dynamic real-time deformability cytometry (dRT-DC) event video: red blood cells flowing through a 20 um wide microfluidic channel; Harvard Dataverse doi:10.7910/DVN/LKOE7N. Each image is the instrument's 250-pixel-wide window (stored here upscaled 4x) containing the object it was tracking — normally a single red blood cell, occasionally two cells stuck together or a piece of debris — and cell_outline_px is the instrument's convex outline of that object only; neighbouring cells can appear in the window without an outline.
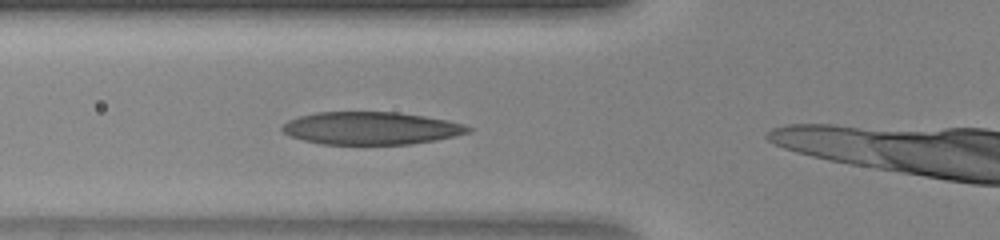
{"species": "human", "species_latin": "Homo sapiens", "temperature_condition": "warm", "stored_images_in_passage": 25, "camera_frame_rate_fps": 3000, "um_per_image_px": 0.085, "donor": {"sex": "female"}, "frame": {"image": 1, "passage_image": 4, "time_ms": 1.0, "image_size_px": [1000, 240], "cell_outline_px": [[472, 132], [456, 136], [436, 140], [408, 144], [324, 144], [304, 140], [292, 136], [284, 132], [280, 128], [288, 120], [300, 116], [316, 112], [400, 112], [448, 120], [464, 124], [472, 128]], "centroid_in_image_um": [31.58, 10.89], "position_along_channel_um": 94.2, "area_um2": 35.37}}
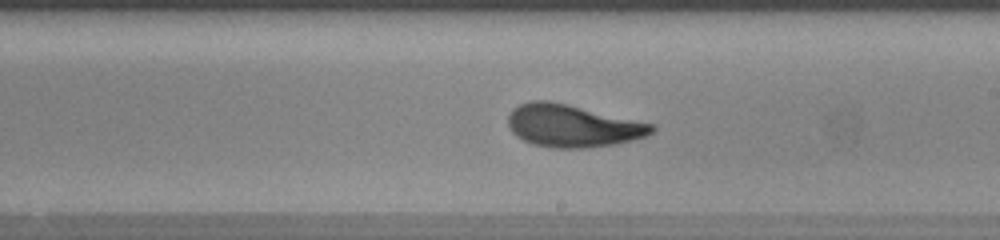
{"frame": {"image": 2, "passage_image": 14, "time_ms": 4.333, "image_size_px": [1000, 240], "cell_outline_px": [[656, 128], [648, 136], [616, 144], [588, 148], [552, 148], [532, 144], [516, 136], [512, 132], [508, 124], [508, 116], [512, 108], [520, 104], [532, 100], [548, 100], [568, 104], [656, 124]], "centroid_in_image_um": [48.68, 10.69], "position_along_channel_um": 240.3, "area_um2": 35.89}}
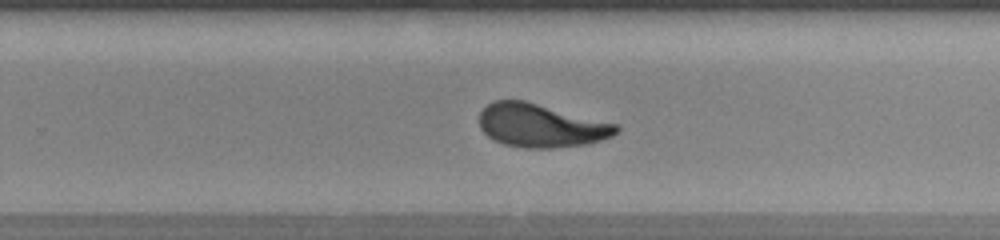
{"frame": {"image": 3, "passage_image": 17, "time_ms": 5.333, "image_size_px": [1000, 240], "cell_outline_px": [[620, 132], [612, 136], [588, 144], [552, 148], [524, 148], [504, 144], [488, 136], [480, 128], [480, 112], [492, 100], [524, 100], [616, 124], [620, 128]], "centroid_in_image_um": [45.98, 10.67], "position_along_channel_um": 283.8, "area_um2": 34.45}}